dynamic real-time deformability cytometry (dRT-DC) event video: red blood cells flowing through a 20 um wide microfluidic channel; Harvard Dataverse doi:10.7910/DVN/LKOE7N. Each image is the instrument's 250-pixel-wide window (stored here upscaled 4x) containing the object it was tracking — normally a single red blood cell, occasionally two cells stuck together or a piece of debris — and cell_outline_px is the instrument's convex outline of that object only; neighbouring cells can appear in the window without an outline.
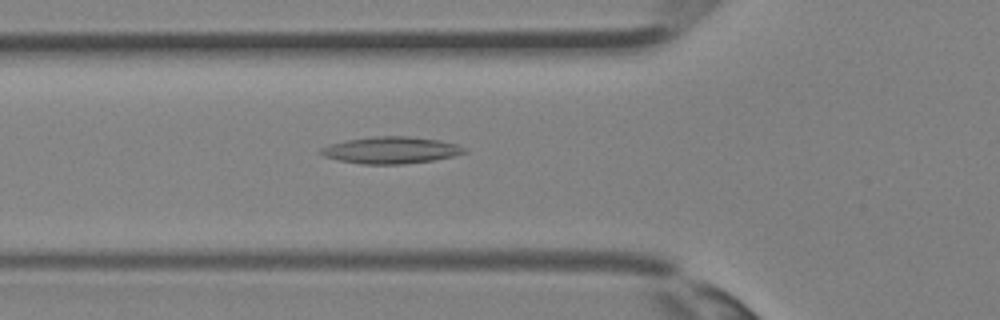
{"species": "Egyptian fruit bat (a non-hibernating species)", "species_latin": "Rousettus aegyptiacus", "temperature_condition": "room temperature", "stored_images_in_passage": 36, "camera_frame_rate_fps": 3000, "um_per_image_px": 0.085, "animal": {"sex": "female"}, "frame": {"image": 1, "passage_image": 13, "time_ms": 4.0, "image_size_px": [1000, 320], "cell_outline_px": [[468, 152], [452, 156], [432, 160], [400, 164], [364, 164], [340, 160], [324, 156], [320, 152], [320, 148], [332, 144], [348, 140], [372, 136], [404, 136], [440, 140], [456, 144], [468, 148]], "centroid_in_image_um": [33.27, 12.76], "position_along_channel_um": 92.5, "area_um2": 22.14}}
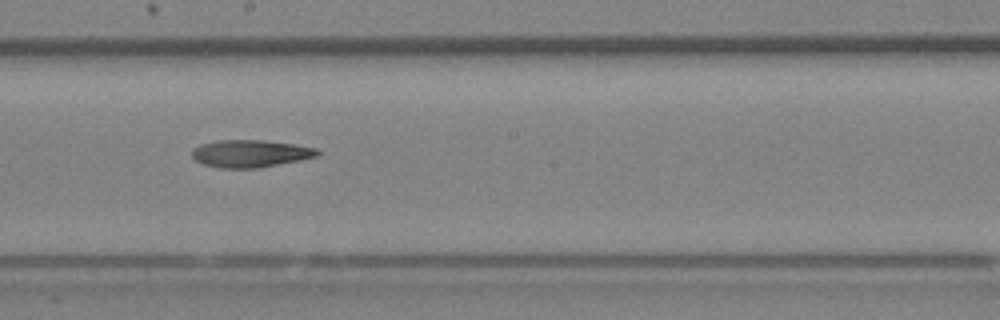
{"frame": {"image": 2, "passage_image": 20, "time_ms": 6.333, "image_size_px": [1000, 320], "cell_outline_px": [[320, 156], [300, 160], [256, 168], [220, 168], [204, 164], [196, 160], [192, 156], [192, 148], [200, 144], [216, 140], [264, 140], [292, 144], [316, 148], [320, 152]], "centroid_in_image_um": [21.27, 13.04], "position_along_channel_um": 226.9, "area_um2": 20.0}}
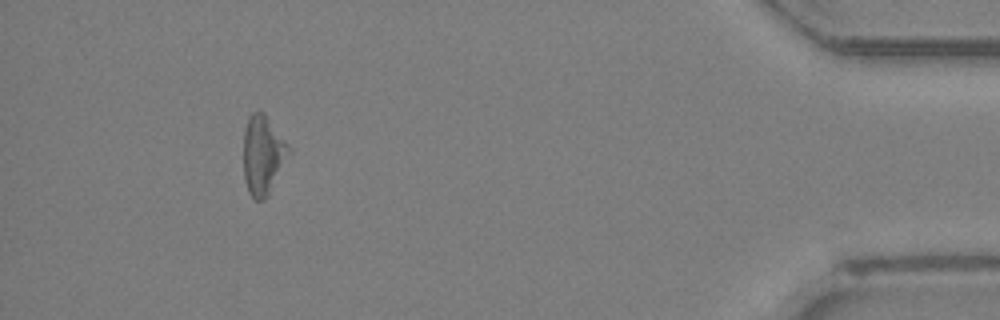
{"frame": {"image": 3, "passage_image": 33, "time_ms": 10.667, "image_size_px": [1000, 320], "cell_outline_px": [[292, 152], [268, 196], [264, 200], [256, 200], [248, 192], [244, 180], [244, 128], [248, 116], [252, 112], [260, 108], [264, 112], [288, 144]], "centroid_in_image_um": [22.36, 13.15], "position_along_channel_um": 412.8, "area_um2": 21.33}}